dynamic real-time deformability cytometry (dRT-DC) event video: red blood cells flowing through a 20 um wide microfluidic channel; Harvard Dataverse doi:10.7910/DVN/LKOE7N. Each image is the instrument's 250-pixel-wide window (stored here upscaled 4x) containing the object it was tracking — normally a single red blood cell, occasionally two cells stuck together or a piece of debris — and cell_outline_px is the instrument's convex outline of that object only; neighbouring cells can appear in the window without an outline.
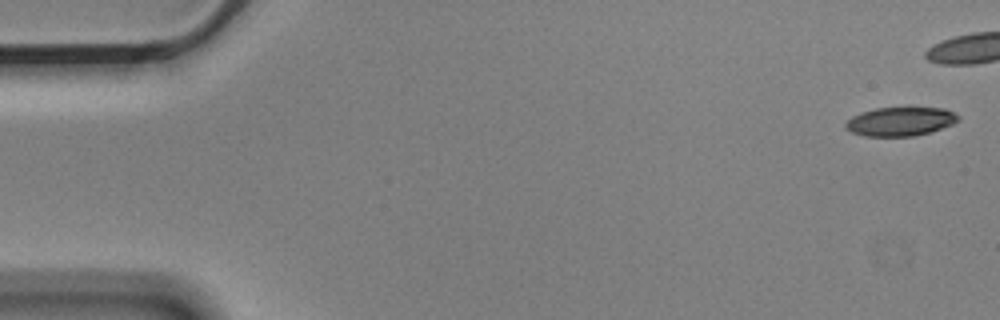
{"species": "Egyptian fruit bat (a non-hibernating species)", "species_latin": "Rousettus aegyptiacus", "temperature_condition": "cold", "stored_images_in_passage": 6, "camera_frame_rate_fps": 3000, "um_per_image_px": 0.085, "animal": {"sex": "male"}, "frame": {"image": 1, "passage_image": 1, "time_ms": 0.0, "image_size_px": [1000, 320], "cell_outline_px": [[960, 120], [952, 124], [928, 132], [912, 136], [864, 136], [852, 132], [844, 128], [844, 124], [852, 116], [860, 112], [876, 108], [908, 104], [944, 108], [960, 116]], "centroid_in_image_um": [76.53, 10.26], "position_along_channel_um": 8.5, "area_um2": 19.77}}
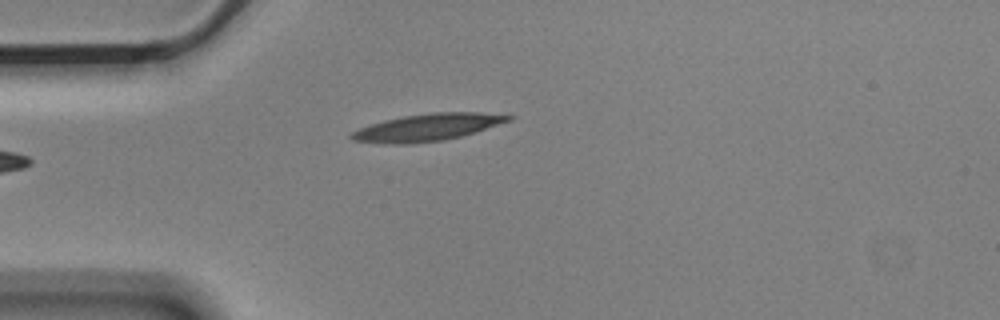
{"frame": {"image": 2, "passage_image": 6, "time_ms": 1.667, "image_size_px": [1000, 320], "cell_outline_px": [[516, 116], [512, 120], [460, 136], [444, 140], [404, 144], [392, 144], [352, 140], [348, 136], [352, 132], [360, 128], [384, 120], [404, 116], [432, 112], [480, 112]], "centroid_in_image_um": [36.34, 10.81], "position_along_channel_um": 48.7, "area_um2": 24.51}}